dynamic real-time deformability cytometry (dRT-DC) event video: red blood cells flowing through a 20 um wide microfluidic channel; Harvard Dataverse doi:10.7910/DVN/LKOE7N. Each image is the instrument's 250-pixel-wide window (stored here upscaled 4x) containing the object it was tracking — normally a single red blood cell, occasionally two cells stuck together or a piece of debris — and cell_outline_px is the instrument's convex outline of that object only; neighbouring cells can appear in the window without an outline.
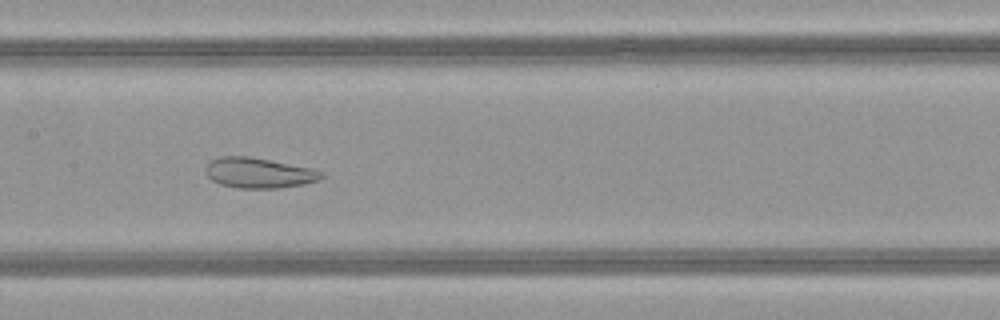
{"species": "common noctule bat (a hibernating species)", "species_latin": "Nyctalus noctula", "temperature_condition": "warm", "stored_images_in_passage": 51, "camera_frame_rate_fps": 3000, "um_per_image_px": 0.085, "animal": {"sex": "female", "body_mass_g": 21.9}, "frame": {"image": 1, "passage_image": 26, "time_ms": 8.333, "image_size_px": [1000, 320], "cell_outline_px": [[324, 176], [320, 180], [304, 184], [280, 188], [236, 188], [220, 184], [212, 180], [204, 172], [204, 168], [212, 160], [220, 156], [248, 156], [312, 168], [324, 172]], "centroid_in_image_um": [22.01, 14.7], "position_along_channel_um": 185.4, "area_um2": 20.58}}
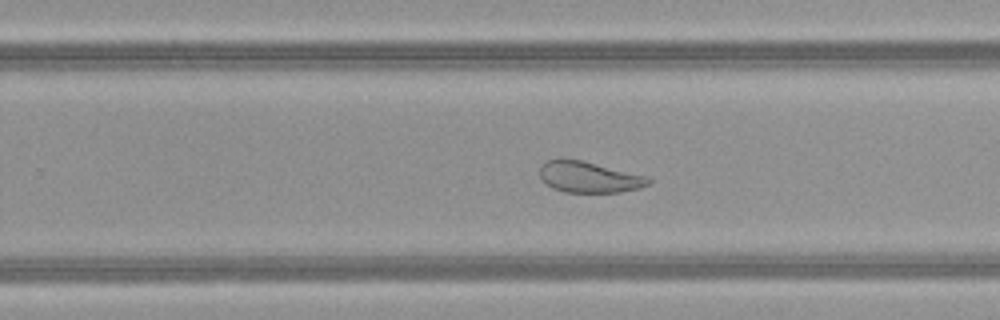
{"frame": {"image": 2, "passage_image": 33, "time_ms": 10.667, "image_size_px": [1000, 320], "cell_outline_px": [[652, 180], [648, 184], [640, 188], [620, 192], [564, 192], [552, 188], [540, 176], [540, 164], [548, 160], [560, 156], [584, 160], [648, 176]], "centroid_in_image_um": [50.05, 15.01], "position_along_channel_um": 279.7, "area_um2": 20.11}}
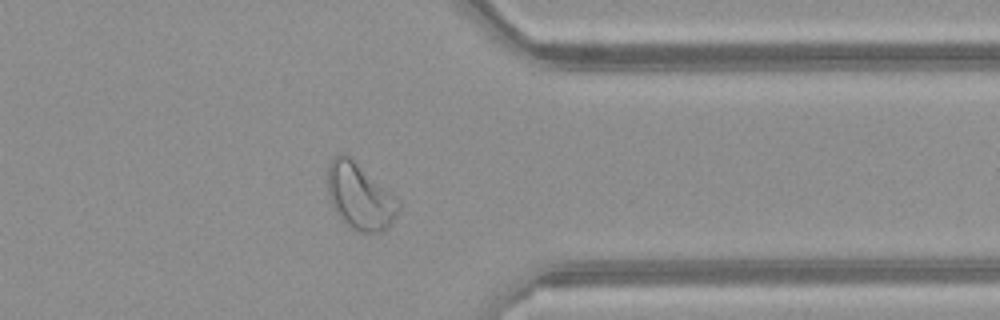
{"frame": {"image": 3, "passage_image": 41, "time_ms": 13.333, "image_size_px": [1000, 320], "cell_outline_px": [[400, 208], [396, 216], [388, 228], [380, 232], [360, 232], [344, 224], [336, 212], [328, 196], [328, 164], [332, 156], [340, 152], [348, 152], [400, 200]], "centroid_in_image_um": [30.59, 16.63], "position_along_channel_um": 380.8, "area_um2": 28.09}, "authors_computed_cell_mechanics": {"area_um2": 29.8248, "velocity_mm_per_s": 4.0685, "shape_relaxation_time_tau1_ms": null, "shape_relaxation_time_tau2_ms": 2.1248, "deformation_change_tau1": null, "deformation_change_tau2": 0.0949}}